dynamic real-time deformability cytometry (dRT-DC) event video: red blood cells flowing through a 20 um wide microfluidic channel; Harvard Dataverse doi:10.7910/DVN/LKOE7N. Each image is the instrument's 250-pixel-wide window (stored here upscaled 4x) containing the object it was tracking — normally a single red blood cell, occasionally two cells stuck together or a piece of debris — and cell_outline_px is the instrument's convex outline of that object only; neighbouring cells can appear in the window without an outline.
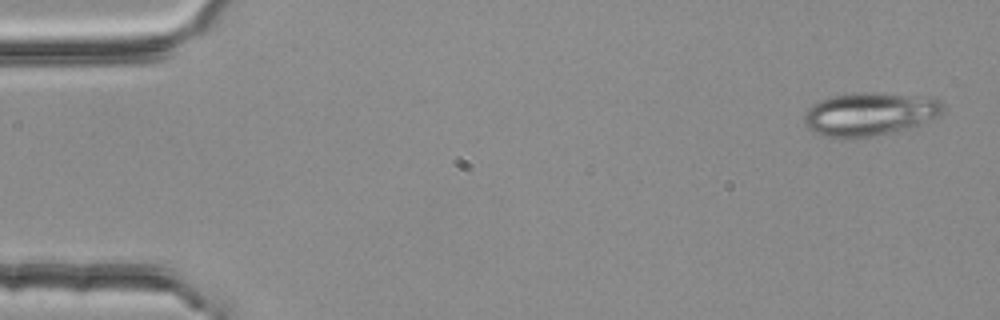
{"species": "common noctule bat (a hibernating species)", "species_latin": "Nyctalus noctula", "temperature_condition": "room temperature", "stored_images_in_passage": 4, "camera_frame_rate_fps": 3000, "um_per_image_px": 0.085, "animal": {"sex": "female", "body_mass_g": 25.1}, "frame": {"image": 1, "passage_image": 1, "time_ms": 0.0, "image_size_px": [1000, 320], "cell_outline_px": [[944, 108], [940, 116], [920, 124], [856, 140], [840, 140], [824, 136], [808, 128], [804, 124], [804, 116], [808, 108], [812, 104], [820, 100], [832, 96], [852, 92], [876, 92], [936, 96], [944, 104]], "centroid_in_image_um": [73.93, 9.68], "position_along_channel_um": 11.1, "area_um2": 35.89}}